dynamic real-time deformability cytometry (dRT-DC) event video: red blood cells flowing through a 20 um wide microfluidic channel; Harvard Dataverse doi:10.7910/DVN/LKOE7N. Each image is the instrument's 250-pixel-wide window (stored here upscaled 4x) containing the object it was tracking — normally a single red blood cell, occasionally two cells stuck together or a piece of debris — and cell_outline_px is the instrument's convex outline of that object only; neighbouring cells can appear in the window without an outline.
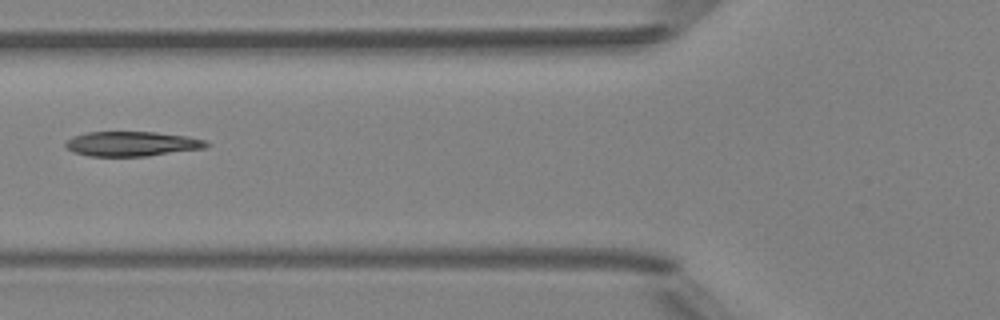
{"species": "Egyptian fruit bat (a non-hibernating species)", "species_latin": "Rousettus aegyptiacus", "temperature_condition": "room temperature", "stored_images_in_passage": 6, "camera_frame_rate_fps": 3000, "um_per_image_px": 0.085, "animal": {"sex": "female"}, "frame": {"image": 1, "passage_image": 5, "time_ms": 5.667, "image_size_px": [1000, 320], "cell_outline_px": [[208, 144], [204, 148], [148, 156], [88, 156], [72, 152], [64, 144], [72, 136], [88, 132], [156, 132], [184, 136], [204, 140]], "centroid_in_image_um": [11.15, 12.23], "position_along_channel_um": 114.6, "area_um2": 20.11}}
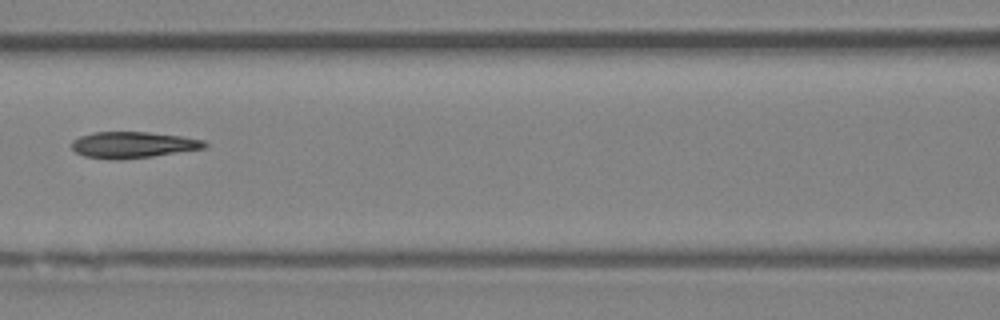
{"frame": {"image": 2, "passage_image": 6, "time_ms": 6.667, "image_size_px": [1000, 320], "cell_outline_px": [[208, 148], [152, 156], [120, 160], [112, 160], [84, 156], [76, 152], [72, 148], [72, 140], [80, 136], [92, 132], [148, 132], [180, 136], [204, 140], [208, 144]], "centroid_in_image_um": [11.31, 12.31], "position_along_channel_um": 155.3, "area_um2": 20.46}}